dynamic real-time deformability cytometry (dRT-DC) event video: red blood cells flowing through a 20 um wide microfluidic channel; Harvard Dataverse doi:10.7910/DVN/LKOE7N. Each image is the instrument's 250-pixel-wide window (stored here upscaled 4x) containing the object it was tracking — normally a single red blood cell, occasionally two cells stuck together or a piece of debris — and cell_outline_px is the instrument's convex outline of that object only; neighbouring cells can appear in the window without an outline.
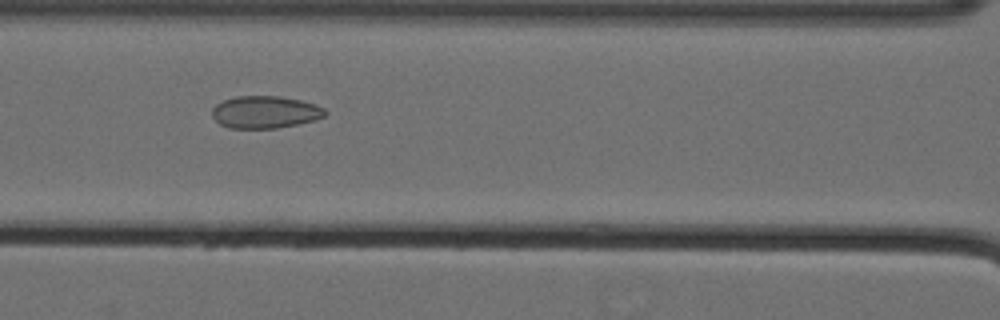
{"species": "Egyptian fruit bat (a non-hibernating species)", "species_latin": "Rousettus aegyptiacus", "temperature_condition": "cold", "stored_images_in_passage": 43, "camera_frame_rate_fps": 3000, "um_per_image_px": 0.085, "animal": {"sex": "female"}, "frame": {"image": 1, "passage_image": 13, "time_ms": 4.0, "image_size_px": [1000, 320], "cell_outline_px": [[328, 112], [324, 116], [312, 120], [296, 124], [276, 128], [228, 128], [220, 124], [212, 116], [212, 108], [216, 104], [224, 100], [236, 96], [276, 96], [300, 100], [316, 104], [324, 108]], "centroid_in_image_um": [22.51, 9.52], "position_along_channel_um": 144.1, "area_um2": 21.15}}
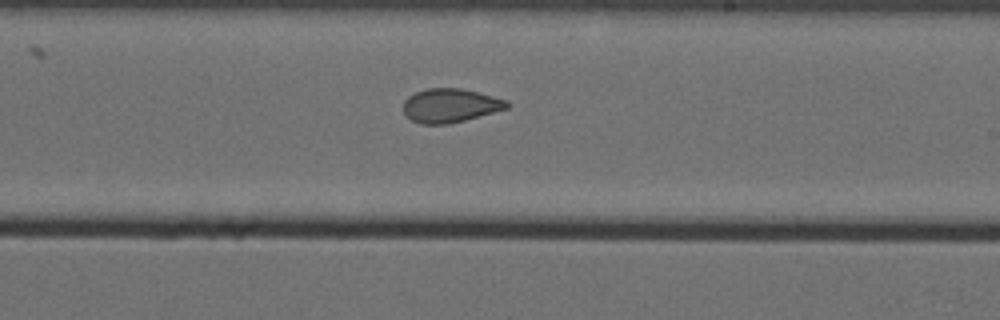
{"frame": {"image": 2, "passage_image": 22, "time_ms": 7.0, "image_size_px": [1000, 320], "cell_outline_px": [[508, 108], [464, 120], [448, 124], [420, 124], [412, 120], [404, 112], [404, 100], [408, 96], [416, 92], [428, 88], [460, 88], [508, 100]], "centroid_in_image_um": [38.25, 8.97], "position_along_channel_um": 250.8, "area_um2": 20.17}}
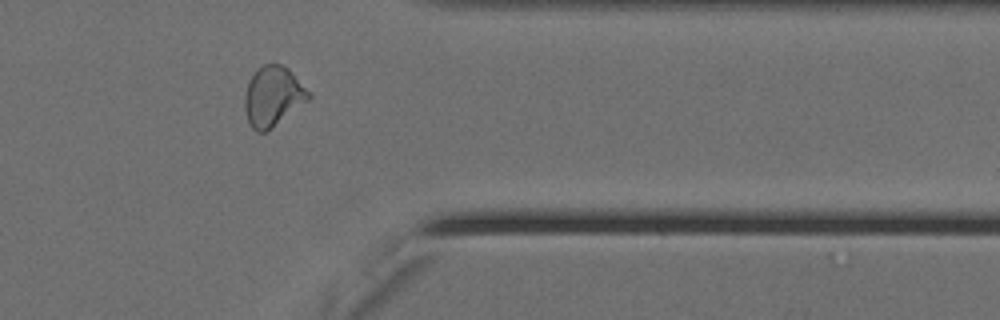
{"frame": {"image": 3, "passage_image": 34, "time_ms": 11.0, "image_size_px": [1000, 320], "cell_outline_px": [[312, 96], [308, 100], [272, 128], [264, 132], [256, 132], [248, 124], [244, 108], [244, 96], [248, 80], [256, 68], [260, 64], [280, 64], [288, 68], [292, 72]], "centroid_in_image_um": [23.15, 8.18], "position_along_channel_um": 388.2, "area_um2": 22.43}, "authors_computed_cell_mechanics": {"area_um2": 21.2126, "velocity_mm_per_s": 3.5534, "shape_relaxation_time_tau1_ms": null, "shape_relaxation_time_tau2_ms": 1.5042, "deformation_change_tau1": null, "deformation_change_tau2": 0.0771}}